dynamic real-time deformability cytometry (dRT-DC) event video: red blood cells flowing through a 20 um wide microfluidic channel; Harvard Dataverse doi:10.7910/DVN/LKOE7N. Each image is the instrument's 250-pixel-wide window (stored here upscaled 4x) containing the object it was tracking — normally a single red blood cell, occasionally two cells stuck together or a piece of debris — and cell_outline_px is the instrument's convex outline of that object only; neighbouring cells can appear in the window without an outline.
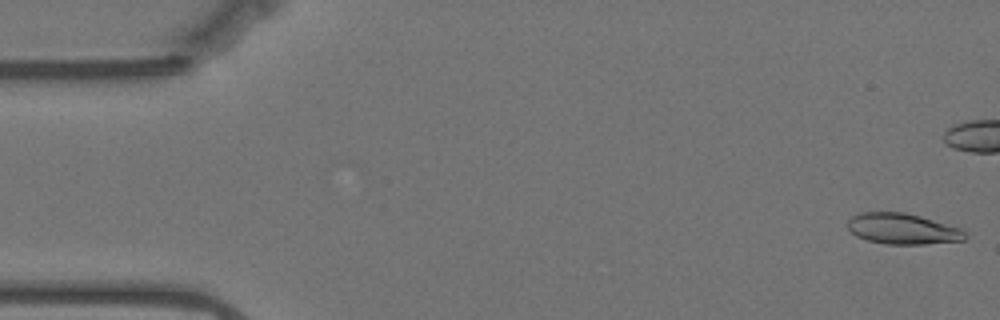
{"species": "Egyptian fruit bat (a non-hibernating species)", "species_latin": "Rousettus aegyptiacus", "temperature_condition": "warm", "stored_images_in_passage": 44, "camera_frame_rate_fps": 3000, "um_per_image_px": 0.085, "animal": {"sex": "female"}, "frame": {"image": 1, "passage_image": 1, "time_ms": 0.0, "image_size_px": [1000, 320], "cell_outline_px": [[968, 236], [964, 240], [924, 244], [884, 244], [868, 240], [856, 236], [848, 228], [848, 220], [852, 216], [860, 212], [904, 212], [920, 216], [964, 228]], "centroid_in_image_um": [76.76, 19.44], "position_along_channel_um": 8.2, "area_um2": 21.27}}
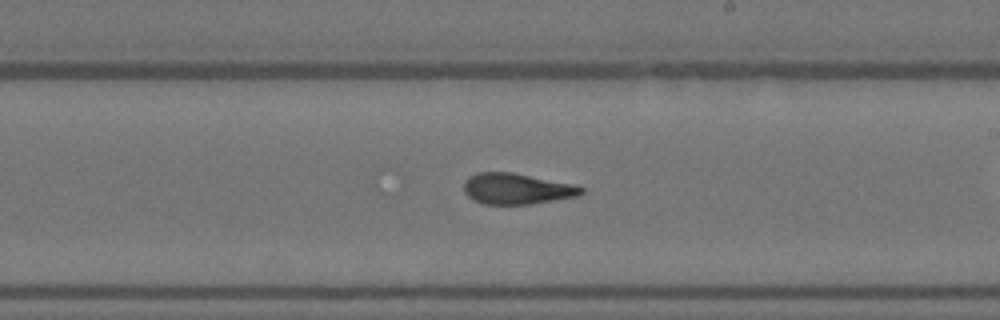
{"frame": {"image": 2, "passage_image": 32, "time_ms": 10.333, "image_size_px": [1000, 320], "cell_outline_px": [[584, 192], [576, 196], [532, 204], [484, 204], [472, 200], [464, 192], [464, 180], [468, 176], [476, 172], [512, 172], [572, 184], [584, 188]], "centroid_in_image_um": [43.87, 16.04], "position_along_channel_um": 245.1, "area_um2": 21.15}}
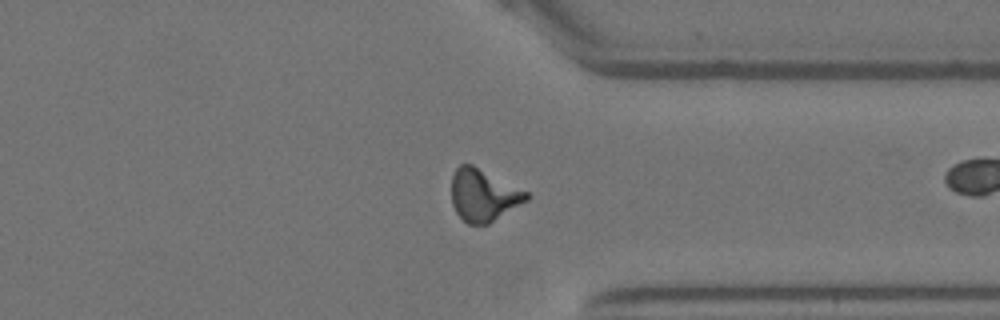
{"frame": {"image": 3, "passage_image": 43, "time_ms": 14.0, "image_size_px": [1000, 320], "cell_outline_px": [[528, 200], [488, 224], [468, 224], [456, 212], [452, 204], [452, 176], [456, 168], [460, 164], [472, 164], [528, 192]], "centroid_in_image_um": [41.08, 16.58], "position_along_channel_um": 370.3, "area_um2": 22.54}}